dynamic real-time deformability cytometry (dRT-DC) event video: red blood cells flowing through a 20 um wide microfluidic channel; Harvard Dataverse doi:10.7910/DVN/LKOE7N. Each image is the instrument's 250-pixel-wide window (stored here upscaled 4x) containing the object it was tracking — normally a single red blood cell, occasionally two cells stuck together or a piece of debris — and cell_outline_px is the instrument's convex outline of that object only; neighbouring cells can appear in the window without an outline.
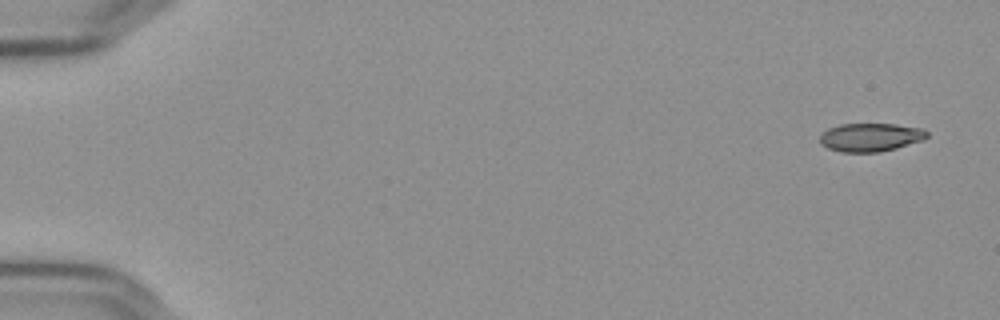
{"species": "Egyptian fruit bat (a non-hibernating species)", "species_latin": "Rousettus aegyptiacus", "temperature_condition": "cold", "stored_images_in_passage": 4, "camera_frame_rate_fps": 3000, "um_per_image_px": 0.085, "frame": {"image": 1, "passage_image": 1, "time_ms": 0.0, "image_size_px": [1000, 320], "cell_outline_px": [[928, 136], [924, 140], [896, 148], [880, 152], [840, 152], [828, 148], [820, 144], [820, 136], [828, 128], [840, 124], [896, 124], [924, 128], [928, 132]], "centroid_in_image_um": [74.02, 11.66], "position_along_channel_um": 11.0, "area_um2": 17.86}}